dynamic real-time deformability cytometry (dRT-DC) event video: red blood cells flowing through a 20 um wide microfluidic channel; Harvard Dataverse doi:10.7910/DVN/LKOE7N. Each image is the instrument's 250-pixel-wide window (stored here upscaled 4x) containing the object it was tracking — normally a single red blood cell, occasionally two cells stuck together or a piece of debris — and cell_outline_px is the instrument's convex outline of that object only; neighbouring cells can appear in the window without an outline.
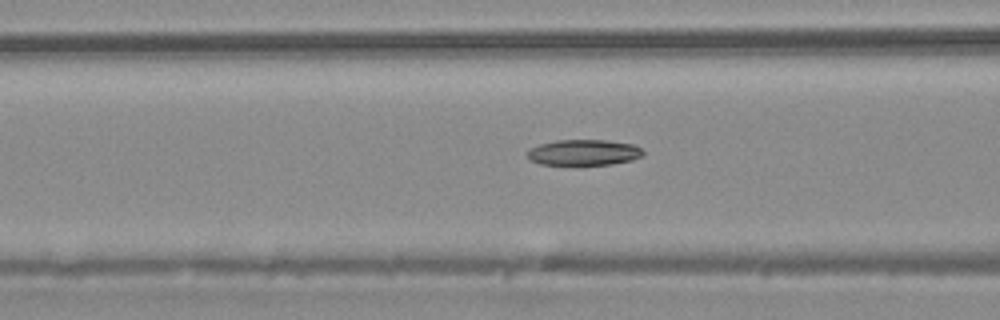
{"species": "common noctule bat (a hibernating species)", "species_latin": "Nyctalus noctula", "temperature_condition": "warm", "stored_images_in_passage": 45, "camera_frame_rate_fps": 3000, "um_per_image_px": 0.085, "animal": {"sex": "male", "body_mass_g": 20.4}, "frame": {"image": 1, "passage_image": 18, "time_ms": 5.667, "image_size_px": [1000, 320], "cell_outline_px": [[644, 156], [632, 160], [612, 164], [580, 168], [540, 164], [532, 160], [528, 156], [528, 148], [540, 144], [556, 140], [608, 140], [632, 144], [640, 148], [644, 152]], "centroid_in_image_um": [49.61, 13.01], "position_along_channel_um": 117.0, "area_um2": 18.32}}
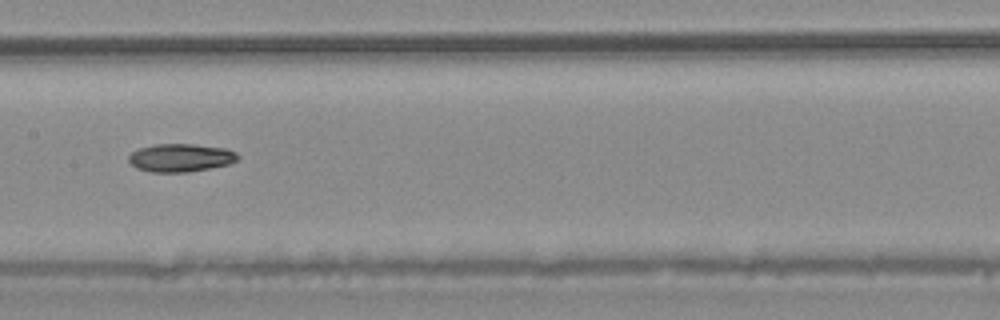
{"frame": {"image": 2, "passage_image": 23, "time_ms": 7.333, "image_size_px": [1000, 320], "cell_outline_px": [[240, 156], [236, 160], [228, 164], [188, 172], [152, 172], [136, 168], [128, 160], [128, 156], [136, 148], [156, 144], [196, 144], [228, 148], [236, 152]], "centroid_in_image_um": [15.34, 13.39], "position_along_channel_um": 192.1, "area_um2": 17.98}}
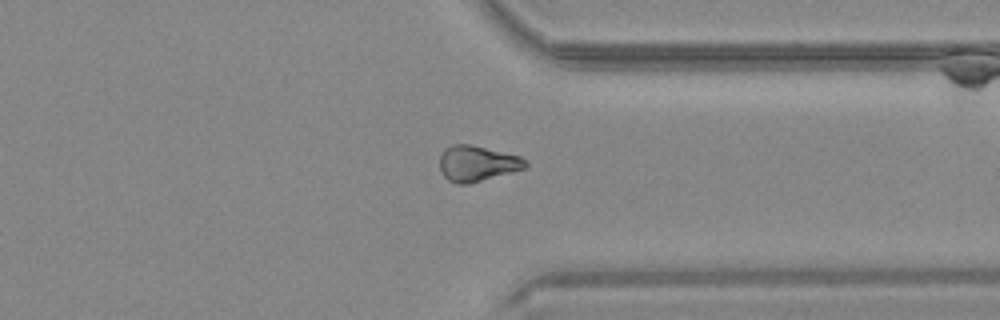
{"frame": {"image": 3, "passage_image": 35, "time_ms": 11.333, "image_size_px": [1000, 320], "cell_outline_px": [[528, 168], [468, 184], [456, 184], [448, 180], [440, 172], [440, 156], [444, 148], [452, 144], [468, 144], [520, 156], [528, 160]], "centroid_in_image_um": [40.57, 13.9], "position_along_channel_um": 370.8, "area_um2": 17.98}}